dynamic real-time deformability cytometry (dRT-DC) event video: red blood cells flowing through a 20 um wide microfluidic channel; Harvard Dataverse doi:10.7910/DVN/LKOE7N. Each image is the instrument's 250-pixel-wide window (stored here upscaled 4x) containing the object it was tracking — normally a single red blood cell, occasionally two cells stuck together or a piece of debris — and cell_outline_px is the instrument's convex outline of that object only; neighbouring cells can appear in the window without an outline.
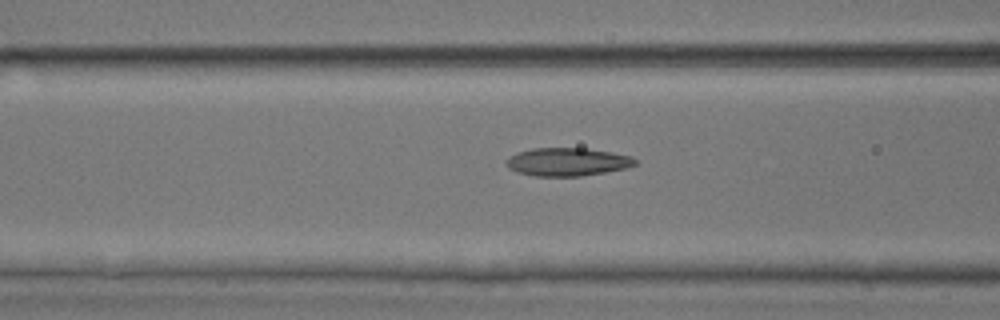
{"species": "common noctule bat (a hibernating species)", "species_latin": "Nyctalus noctula", "temperature_condition": "room temperature", "stored_images_in_passage": 15, "camera_frame_rate_fps": 3000, "um_per_image_px": 0.085, "animal": {"sex": "male", "body_mass_g": 17.9, "forearm_length_mm": 54.2}, "frame": {"image": 1, "passage_image": 13, "time_ms": 4.0, "image_size_px": [1000, 320], "cell_outline_px": [[636, 164], [624, 168], [604, 172], [580, 176], [536, 176], [520, 172], [508, 168], [504, 160], [508, 156], [516, 152], [532, 148], [584, 148], [612, 152], [632, 156], [636, 160]], "centroid_in_image_um": [48.18, 13.74], "position_along_channel_um": 118.4, "area_um2": 21.1}}